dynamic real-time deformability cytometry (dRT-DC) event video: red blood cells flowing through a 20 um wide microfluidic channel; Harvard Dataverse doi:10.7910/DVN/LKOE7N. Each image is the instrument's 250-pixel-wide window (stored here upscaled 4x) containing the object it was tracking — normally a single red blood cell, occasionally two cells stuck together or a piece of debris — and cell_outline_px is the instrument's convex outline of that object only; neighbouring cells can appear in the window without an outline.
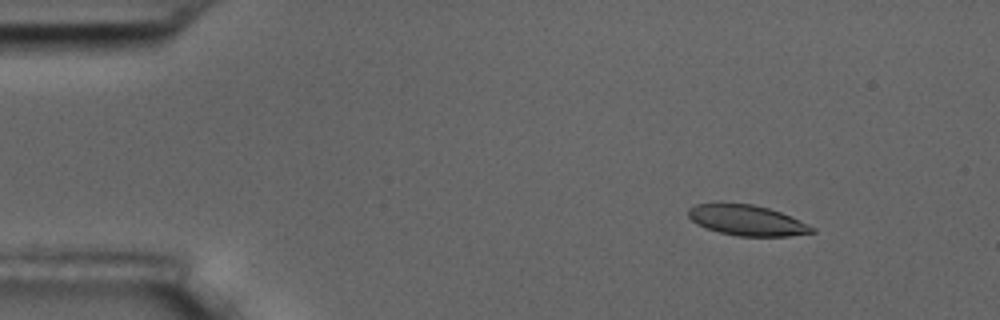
{"species": "common noctule bat (a hibernating species)", "species_latin": "Nyctalus noctula", "temperature_condition": "room temperature", "stored_images_in_passage": 5, "camera_frame_rate_fps": 3000, "um_per_image_px": 0.085, "animal": {"sex": "male", "body_mass_g": 17.5, "forearm_length_mm": 52.3}, "frame": {"image": 1, "passage_image": 3, "time_ms": 2.333, "image_size_px": [1000, 320], "cell_outline_px": [[816, 232], [788, 236], [736, 236], [704, 228], [696, 224], [688, 216], [688, 208], [696, 204], [752, 204], [768, 208], [780, 212], [800, 220], [816, 228]], "centroid_in_image_um": [63.5, 18.74], "position_along_channel_um": 21.5, "area_um2": 21.85}}